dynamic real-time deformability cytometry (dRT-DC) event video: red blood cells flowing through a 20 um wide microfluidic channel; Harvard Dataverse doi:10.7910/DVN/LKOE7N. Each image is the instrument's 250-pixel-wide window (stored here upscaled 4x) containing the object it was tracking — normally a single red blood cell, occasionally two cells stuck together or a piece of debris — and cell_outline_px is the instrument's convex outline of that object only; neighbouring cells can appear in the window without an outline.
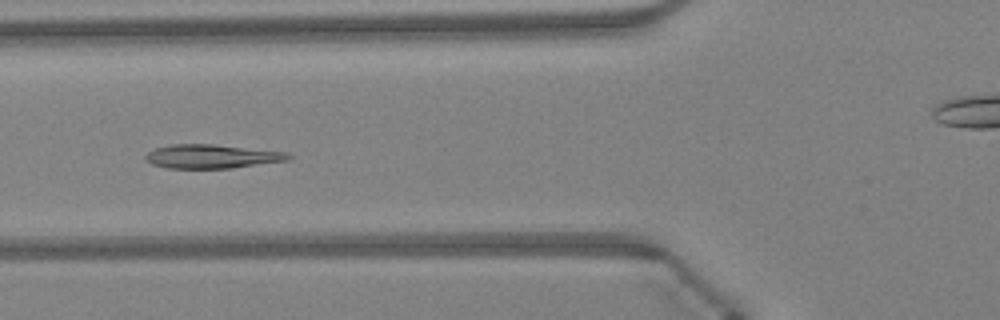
{"species": "Egyptian fruit bat (a non-hibernating species)", "species_latin": "Rousettus aegyptiacus", "temperature_condition": "warm", "stored_images_in_passage": 43, "camera_frame_rate_fps": 3000, "um_per_image_px": 0.085, "animal": {"sex": "female"}, "frame": {"image": 1, "passage_image": 13, "time_ms": 4.0, "image_size_px": [1000, 320], "cell_outline_px": [[292, 156], [288, 160], [232, 168], [168, 168], [152, 164], [144, 160], [144, 156], [148, 152], [156, 148], [172, 144], [212, 144], [288, 152]], "centroid_in_image_um": [17.98, 13.29], "position_along_channel_um": 107.8, "area_um2": 19.83}}
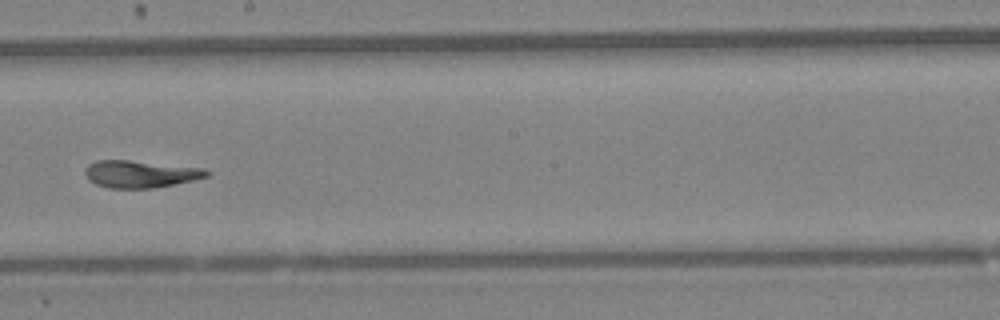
{"frame": {"image": 2, "passage_image": 22, "time_ms": 7.0, "image_size_px": [1000, 320], "cell_outline_px": [[208, 176], [192, 180], [152, 188], [108, 188], [96, 184], [88, 180], [84, 172], [84, 168], [88, 164], [96, 160], [128, 160], [204, 168], [208, 172]], "centroid_in_image_um": [11.85, 14.78], "position_along_channel_um": 236.3, "area_um2": 19.13}}
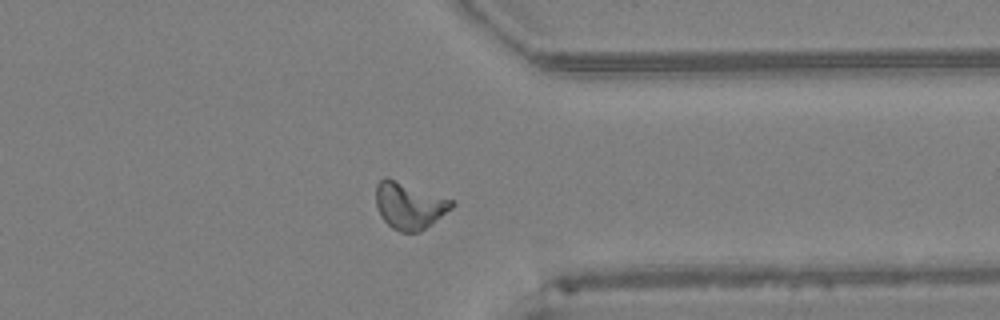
{"frame": {"image": 3, "passage_image": 32, "time_ms": 10.333, "image_size_px": [1000, 320], "cell_outline_px": [[456, 204], [452, 208], [432, 224], [420, 232], [400, 232], [392, 228], [380, 216], [376, 204], [376, 184], [384, 176], [388, 176], [452, 200]], "centroid_in_image_um": [34.77, 17.46], "position_along_channel_um": 376.6, "area_um2": 20.81}, "authors_computed_cell_mechanics": {"area_um2": 19.7676, "velocity_mm_per_s": 4.3065, "shape_relaxation_time_tau1_ms": 6.6255, "shape_relaxation_time_tau2_ms": 2.296, "deformation_change_tau1": 0.2143, "deformation_change_tau2": 0.0722}}